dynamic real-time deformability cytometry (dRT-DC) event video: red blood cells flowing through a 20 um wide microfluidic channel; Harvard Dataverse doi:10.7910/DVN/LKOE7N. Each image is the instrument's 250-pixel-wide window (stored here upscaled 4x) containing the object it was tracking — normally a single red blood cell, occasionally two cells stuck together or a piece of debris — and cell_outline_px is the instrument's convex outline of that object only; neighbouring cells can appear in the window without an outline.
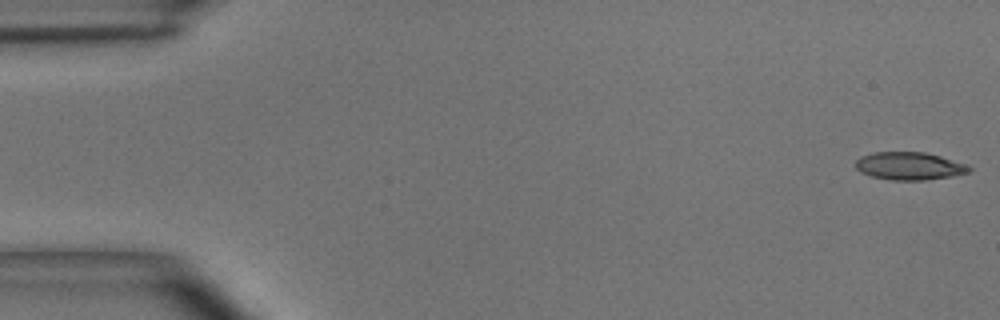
{"species": "common noctule bat (a hibernating species)", "species_latin": "Nyctalus noctula", "temperature_condition": "room temperature", "stored_images_in_passage": 3, "camera_frame_rate_fps": 3000, "um_per_image_px": 0.085, "animal": {"sex": "male", "body_mass_g": 15.6}, "frame": {"image": 1, "passage_image": 1, "time_ms": 0.0, "image_size_px": [1000, 320], "cell_outline_px": [[972, 172], [952, 176], [924, 180], [892, 180], [872, 176], [860, 172], [856, 168], [856, 160], [860, 156], [872, 152], [924, 152], [940, 156], [968, 164], [972, 168]], "centroid_in_image_um": [77.32, 14.11], "position_along_channel_um": 7.7, "area_um2": 18.5}}